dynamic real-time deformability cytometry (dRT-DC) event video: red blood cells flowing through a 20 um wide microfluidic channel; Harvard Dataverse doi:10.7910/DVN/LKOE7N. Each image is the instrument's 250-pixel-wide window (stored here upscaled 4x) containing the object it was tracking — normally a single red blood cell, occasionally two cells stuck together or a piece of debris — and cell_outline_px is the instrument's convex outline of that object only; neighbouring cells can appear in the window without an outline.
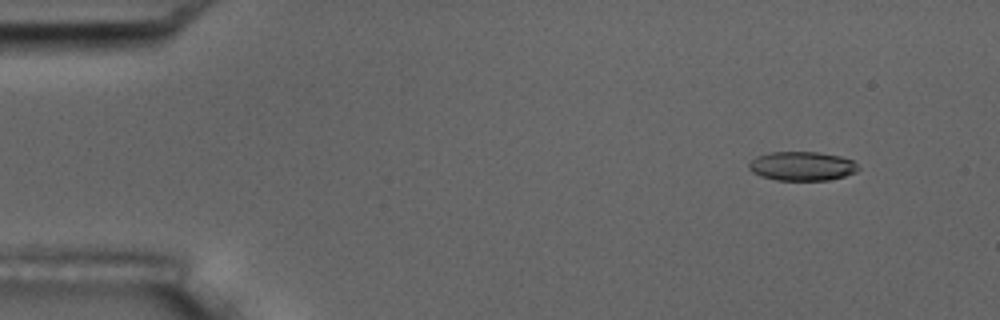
{"species": "common noctule bat (a hibernating species)", "species_latin": "Nyctalus noctula", "temperature_condition": "room temperature", "stored_images_in_passage": 6, "camera_frame_rate_fps": 3000, "um_per_image_px": 0.085, "animal": {"sex": "male", "body_mass_g": 17.5, "forearm_length_mm": 52.3}, "frame": {"image": 1, "passage_image": 2, "time_ms": 1.333, "image_size_px": [1000, 320], "cell_outline_px": [[860, 168], [856, 172], [844, 176], [828, 180], [776, 180], [760, 176], [752, 172], [748, 168], [748, 164], [756, 156], [768, 152], [816, 152], [840, 156], [852, 160]], "centroid_in_image_um": [68.14, 14.12], "position_along_channel_um": 16.9, "area_um2": 18.55}}
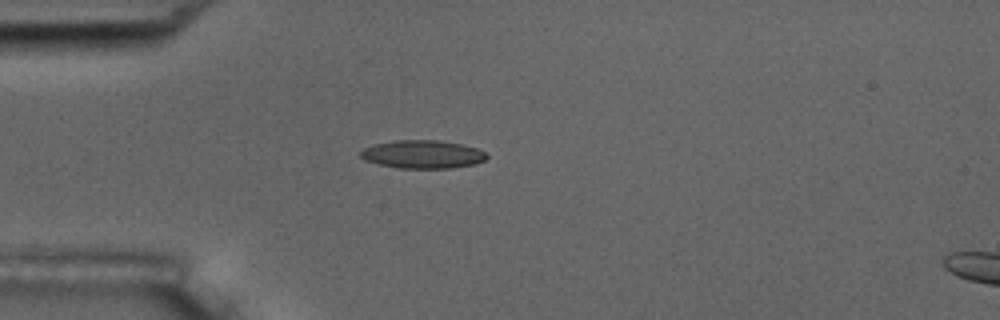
{"frame": {"image": 2, "passage_image": 5, "time_ms": 4.667, "image_size_px": [1000, 320], "cell_outline_px": [[488, 156], [484, 160], [476, 164], [452, 168], [396, 168], [364, 160], [360, 156], [360, 152], [364, 148], [376, 144], [396, 140], [436, 140], [460, 144], [476, 148], [484, 152]], "centroid_in_image_um": [35.92, 13.12], "position_along_channel_um": 49.1, "area_um2": 20.58}}